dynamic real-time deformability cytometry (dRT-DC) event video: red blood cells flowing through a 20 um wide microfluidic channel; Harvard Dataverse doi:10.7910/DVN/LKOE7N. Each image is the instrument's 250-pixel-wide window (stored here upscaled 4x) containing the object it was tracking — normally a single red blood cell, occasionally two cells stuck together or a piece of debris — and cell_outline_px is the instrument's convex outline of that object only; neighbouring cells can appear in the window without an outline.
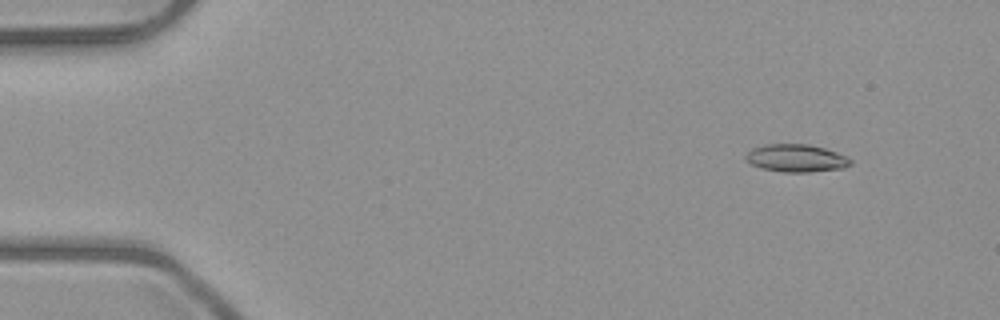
{"species": "common noctule bat (a hibernating species)", "species_latin": "Nyctalus noctula", "temperature_condition": "room temperature", "stored_images_in_passage": 5, "camera_frame_rate_fps": 3000, "um_per_image_px": 0.085, "animal": {"sex": "male", "body_mass_g": 23.1, "forearm_length_mm": 52.7}, "frame": {"image": 1, "passage_image": 1, "time_ms": 0.0, "image_size_px": [1000, 320], "cell_outline_px": [[852, 164], [844, 168], [808, 172], [784, 172], [764, 168], [752, 164], [744, 156], [752, 148], [764, 144], [808, 144], [824, 148], [836, 152], [852, 160]], "centroid_in_image_um": [67.69, 13.43], "position_along_channel_um": 17.3, "area_um2": 16.7}}
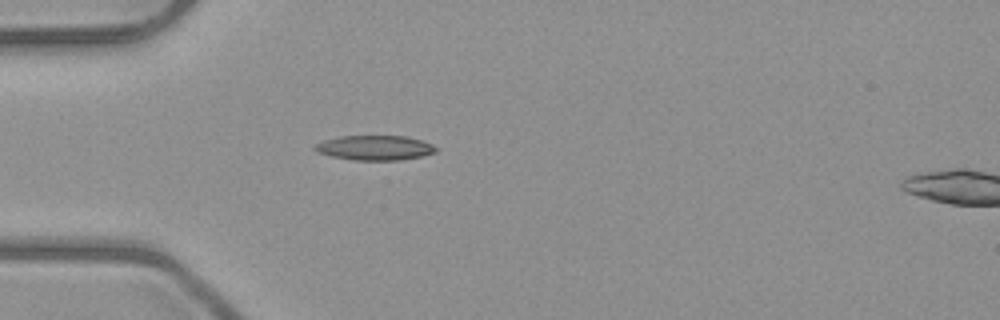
{"frame": {"image": 2, "passage_image": 4, "time_ms": 3.333, "image_size_px": [1000, 320], "cell_outline_px": [[436, 152], [420, 156], [400, 160], [352, 160], [332, 156], [316, 152], [312, 148], [316, 144], [324, 140], [340, 136], [408, 136], [432, 144], [436, 148]], "centroid_in_image_um": [31.83, 12.56], "position_along_channel_um": 53.2, "area_um2": 17.4}}